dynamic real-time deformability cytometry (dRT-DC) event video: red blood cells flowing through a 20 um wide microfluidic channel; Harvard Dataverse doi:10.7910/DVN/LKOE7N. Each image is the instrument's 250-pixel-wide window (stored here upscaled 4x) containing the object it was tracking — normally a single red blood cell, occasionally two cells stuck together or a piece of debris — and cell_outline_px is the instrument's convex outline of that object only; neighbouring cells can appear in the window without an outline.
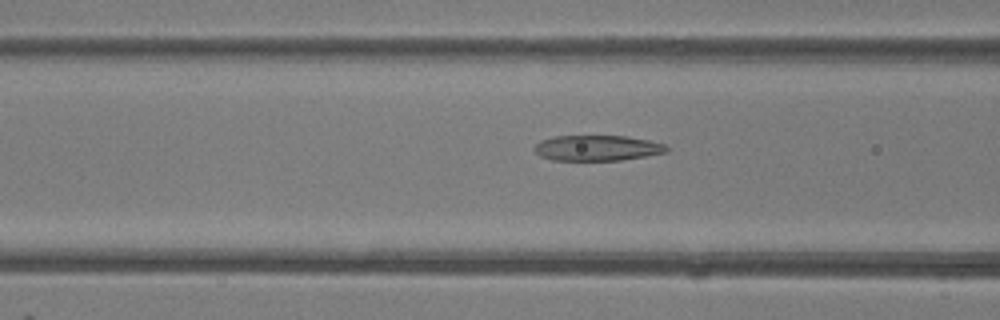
{"species": "common noctule bat (a hibernating species)", "species_latin": "Nyctalus noctula", "temperature_condition": "room temperature", "stored_images_in_passage": 48, "camera_frame_rate_fps": 3000, "um_per_image_px": 0.085, "animal": {"sex": "female"}, "frame": {"image": 1, "passage_image": 19, "time_ms": 6.0, "image_size_px": [1000, 320], "cell_outline_px": [[668, 152], [620, 160], [552, 160], [540, 156], [532, 148], [540, 140], [552, 136], [628, 136], [648, 140], [664, 144], [668, 148]], "centroid_in_image_um": [50.73, 12.57], "position_along_channel_um": 115.9, "area_um2": 19.65}}
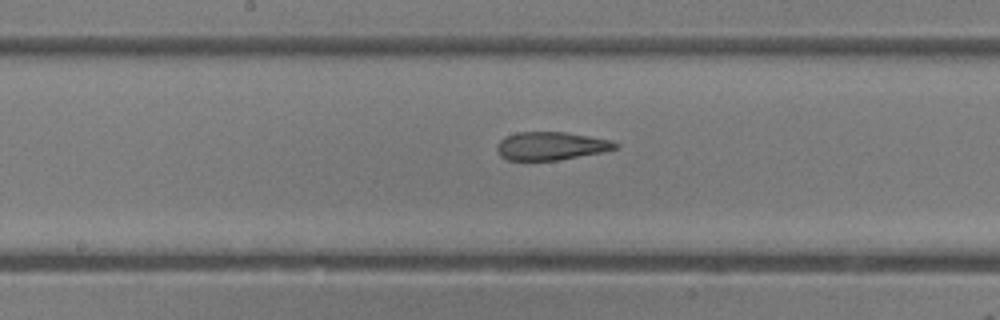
{"frame": {"image": 2, "passage_image": 25, "time_ms": 8.0, "image_size_px": [1000, 320], "cell_outline_px": [[620, 144], [616, 148], [604, 152], [556, 160], [508, 160], [500, 156], [496, 148], [496, 144], [504, 136], [516, 132], [564, 132], [612, 140]], "centroid_in_image_um": [46.81, 12.4], "position_along_channel_um": 201.4, "area_um2": 19.48}}
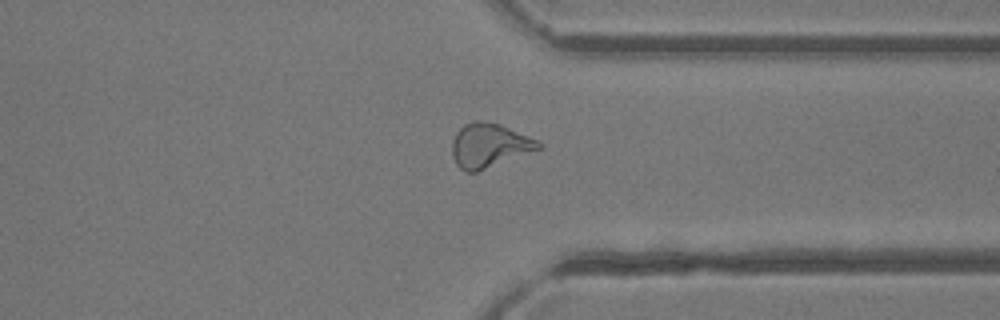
{"frame": {"image": 3, "passage_image": 37, "time_ms": 12.0, "image_size_px": [1000, 320], "cell_outline_px": [[544, 148], [476, 172], [464, 172], [456, 164], [452, 156], [452, 140], [456, 132], [464, 124], [472, 120], [488, 120], [500, 124], [536, 140], [544, 144]], "centroid_in_image_um": [41.58, 12.36], "position_along_channel_um": 369.8, "area_um2": 22.48}, "authors_computed_cell_mechanics": {"area_um2": 21.8484, "velocity_mm_per_s": 4.2461, "shape_relaxation_time_tau1_ms": 10.6931, "shape_relaxation_time_tau2_ms": 1.2314, "deformation_change_tau1": 0.3282, "deformation_change_tau2": 0.0929}}